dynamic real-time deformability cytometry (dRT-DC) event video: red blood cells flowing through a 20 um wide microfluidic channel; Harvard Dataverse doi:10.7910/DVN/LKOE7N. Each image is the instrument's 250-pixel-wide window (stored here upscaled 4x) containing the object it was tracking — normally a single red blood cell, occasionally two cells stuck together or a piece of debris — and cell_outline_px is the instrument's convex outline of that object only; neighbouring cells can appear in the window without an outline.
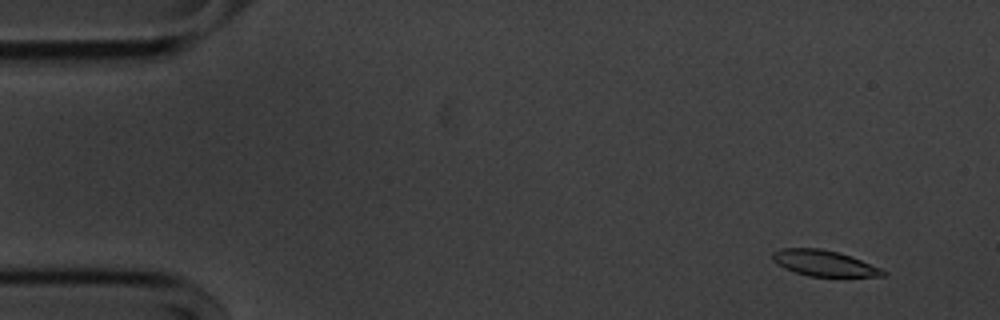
{"species": "common noctule bat (a hibernating species)", "species_latin": "Nyctalus noctula", "temperature_condition": "cold", "stored_images_in_passage": 11, "camera_frame_rate_fps": 3000, "um_per_image_px": 0.085, "animal": {"sex": "male", "body_mass_g": 20.1, "forearm_length_mm": 53.5}, "frame": {"image": 1, "passage_image": 4, "time_ms": 1.0, "image_size_px": [1000, 320], "cell_outline_px": [[888, 276], [808, 276], [784, 268], [772, 260], [772, 252], [784, 248], [820, 248], [836, 252], [860, 260], [880, 268], [888, 272]], "centroid_in_image_um": [70.03, 22.37], "position_along_channel_um": 15.0, "area_um2": 16.36}}